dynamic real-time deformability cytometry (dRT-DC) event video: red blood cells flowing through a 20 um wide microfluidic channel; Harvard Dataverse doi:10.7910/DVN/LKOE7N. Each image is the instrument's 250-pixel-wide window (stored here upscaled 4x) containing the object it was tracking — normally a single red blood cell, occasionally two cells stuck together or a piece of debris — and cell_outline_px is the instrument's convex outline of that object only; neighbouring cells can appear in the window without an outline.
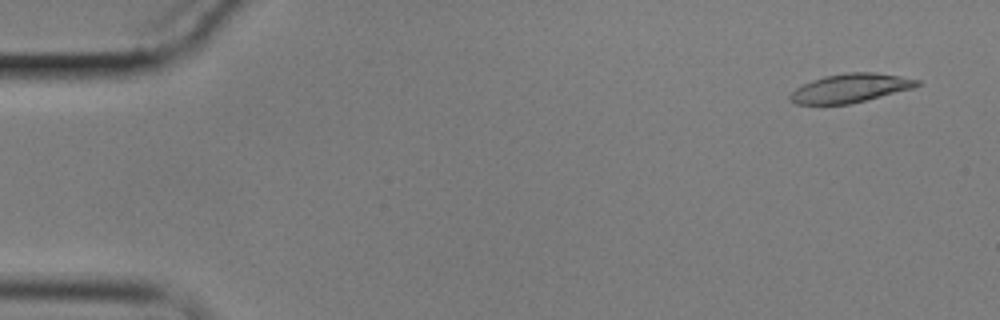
{"species": "common noctule bat (a hibernating species)", "species_latin": "Nyctalus noctula", "temperature_condition": "cold", "stored_images_in_passage": 4, "camera_frame_rate_fps": 3000, "um_per_image_px": 0.085, "animal": {"sex": "male", "body_mass_g": 17.9}, "frame": {"image": 1, "passage_image": 1, "time_ms": 0.0, "image_size_px": [1000, 320], "cell_outline_px": [[920, 84], [912, 88], [852, 104], [796, 104], [788, 100], [788, 96], [796, 88], [812, 80], [824, 76], [848, 72], [872, 72], [900, 76], [920, 80]], "centroid_in_image_um": [72.25, 7.49], "position_along_channel_um": 12.7, "area_um2": 21.21}}
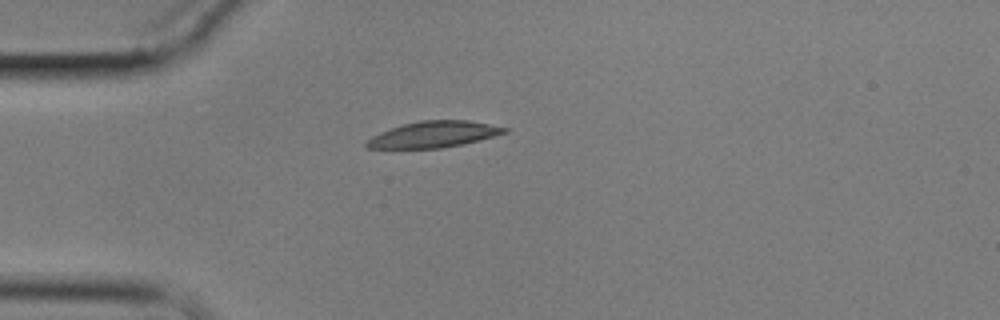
{"frame": {"image": 2, "passage_image": 4, "time_ms": 4.0, "image_size_px": [1000, 320], "cell_outline_px": [[508, 132], [464, 144], [440, 148], [368, 148], [364, 144], [372, 136], [380, 132], [404, 124], [420, 120], [468, 120], [508, 128]], "centroid_in_image_um": [36.87, 11.42], "position_along_channel_um": 48.1, "area_um2": 20.81}}